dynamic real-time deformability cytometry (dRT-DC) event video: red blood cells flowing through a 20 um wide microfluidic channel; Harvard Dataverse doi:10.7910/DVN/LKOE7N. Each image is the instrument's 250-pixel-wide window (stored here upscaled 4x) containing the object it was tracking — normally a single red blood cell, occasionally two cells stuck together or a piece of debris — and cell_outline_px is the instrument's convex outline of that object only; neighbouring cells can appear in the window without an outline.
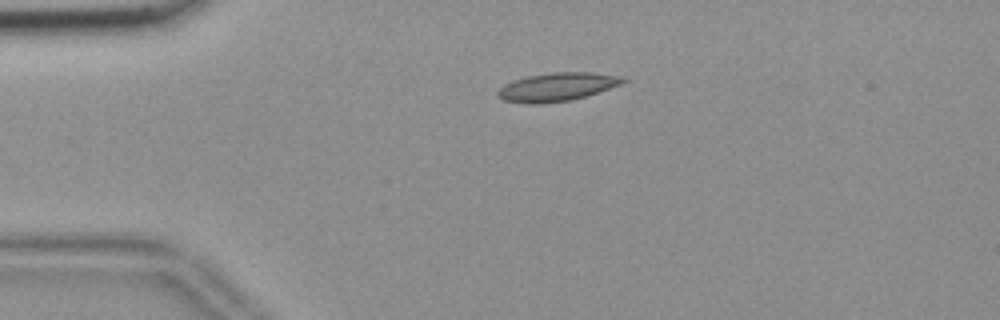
{"species": "common noctule bat (a hibernating species)", "species_latin": "Nyctalus noctula", "temperature_condition": "room temperature", "stored_images_in_passage": 34, "camera_frame_rate_fps": 3000, "um_per_image_px": 0.085, "animal": {"sex": "female", "body_mass_g": 18.4}, "frame": {"image": 1, "passage_image": 1, "time_ms": 0.0, "image_size_px": [1000, 320], "cell_outline_px": [[628, 80], [620, 84], [572, 100], [536, 104], [532, 104], [504, 100], [496, 96], [496, 92], [504, 84], [512, 80], [528, 76], [552, 72], [592, 72], [624, 76]], "centroid_in_image_um": [47.33, 7.37], "position_along_channel_um": 37.7, "area_um2": 20.63}}
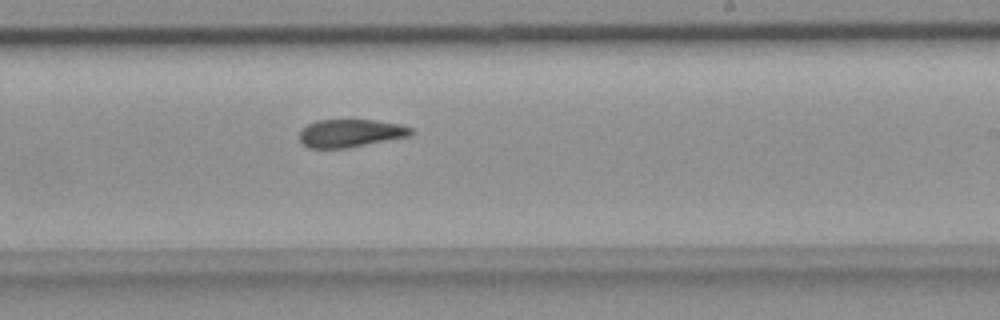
{"frame": {"image": 2, "passage_image": 22, "time_ms": 7.0, "image_size_px": [1000, 320], "cell_outline_px": [[416, 132], [412, 136], [348, 148], [308, 148], [300, 140], [300, 132], [308, 124], [316, 120], [376, 120], [400, 124], [412, 128]], "centroid_in_image_um": [29.86, 11.32], "position_along_channel_um": 259.1, "area_um2": 18.32}}
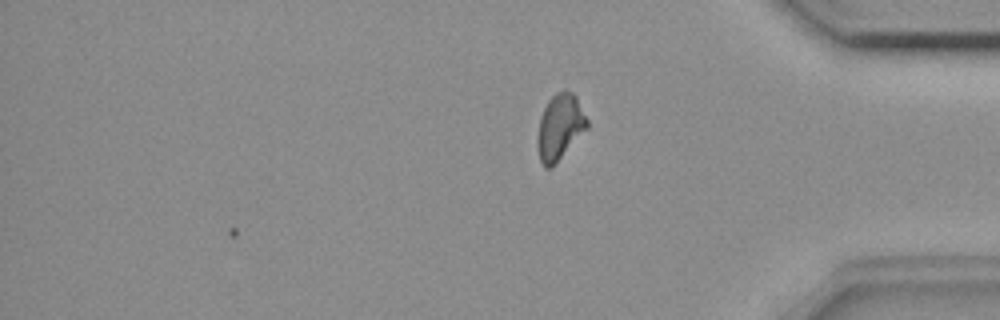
{"frame": {"image": 3, "passage_image": 34, "time_ms": 11.0, "image_size_px": [1000, 320], "cell_outline_px": [[588, 128], [552, 168], [544, 168], [540, 160], [536, 144], [536, 140], [540, 116], [548, 100], [556, 92], [564, 88], [572, 92], [576, 96], [588, 120]], "centroid_in_image_um": [47.58, 10.8], "position_along_channel_um": 387.6, "area_um2": 19.36}, "authors_computed_cell_mechanics": {"area_um2": 19.0162, "velocity_mm_per_s": 3.6465, "shape_relaxation_time_tau1_ms": null, "shape_relaxation_time_tau2_ms": 4.7166, "deformation_change_tau1": null, "deformation_change_tau2": 0.1126}}